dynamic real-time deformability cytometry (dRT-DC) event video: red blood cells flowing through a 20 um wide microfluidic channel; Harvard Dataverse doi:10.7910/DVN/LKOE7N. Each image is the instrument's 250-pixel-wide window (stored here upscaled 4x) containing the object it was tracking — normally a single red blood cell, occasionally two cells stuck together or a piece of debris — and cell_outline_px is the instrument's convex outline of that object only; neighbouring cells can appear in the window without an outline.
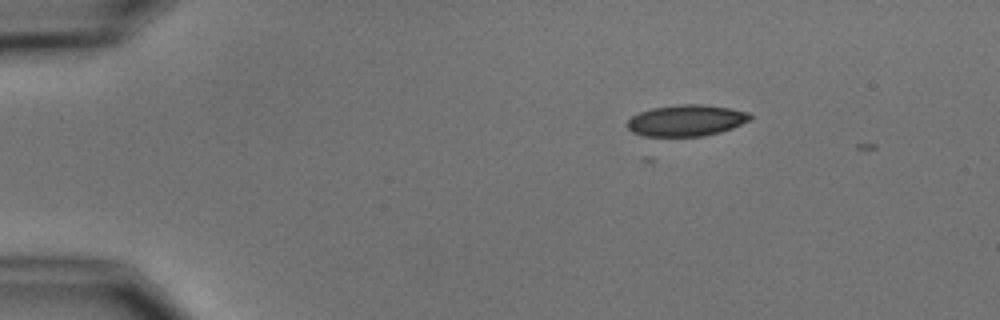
{"species": "common noctule bat (a hibernating species)", "species_latin": "Nyctalus noctula", "temperature_condition": "cold", "stored_images_in_passage": 4, "camera_frame_rate_fps": 3000, "um_per_image_px": 0.085, "animal": {"sex": "male", "body_mass_g": 15.6}, "frame": {"image": 1, "passage_image": 2, "time_ms": 1.0, "image_size_px": [1000, 320], "cell_outline_px": [[752, 120], [732, 128], [720, 132], [700, 136], [644, 136], [632, 132], [624, 124], [632, 116], [640, 112], [652, 108], [676, 104], [704, 104], [728, 108], [748, 112], [752, 116]], "centroid_in_image_um": [58.32, 10.23], "position_along_channel_um": 26.7, "area_um2": 22.54}}